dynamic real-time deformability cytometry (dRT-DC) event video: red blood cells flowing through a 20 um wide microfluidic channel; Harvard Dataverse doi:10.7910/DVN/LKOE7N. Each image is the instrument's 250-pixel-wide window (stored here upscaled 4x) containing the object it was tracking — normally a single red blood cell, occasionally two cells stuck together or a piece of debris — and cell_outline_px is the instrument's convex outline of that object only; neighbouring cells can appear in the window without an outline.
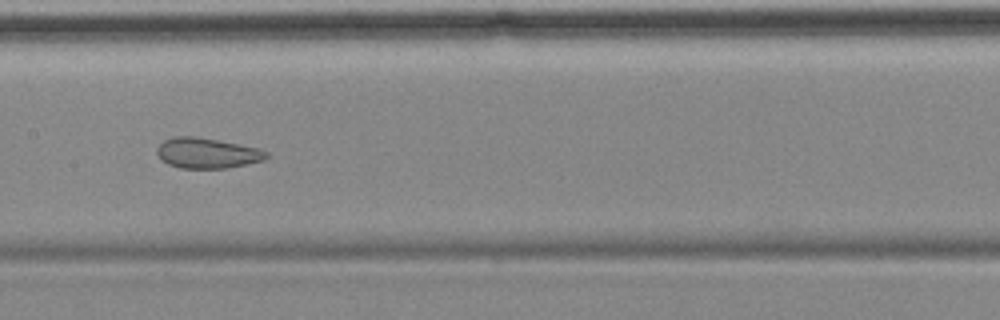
{"species": "common noctule bat (a hibernating species)", "species_latin": "Nyctalus noctula", "temperature_condition": "cold", "stored_images_in_passage": 9, "camera_frame_rate_fps": 3000, "um_per_image_px": 0.085, "animal": {"sex": "female", "body_mass_g": 18.4}, "frame": {"image": 1, "passage_image": 7, "time_ms": 7.333, "image_size_px": [1000, 320], "cell_outline_px": [[268, 156], [264, 160], [228, 168], [180, 168], [168, 164], [160, 160], [156, 152], [156, 148], [164, 140], [172, 136], [196, 136], [260, 148], [268, 152]], "centroid_in_image_um": [17.58, 13.01], "position_along_channel_um": 189.8, "area_um2": 19.54}}
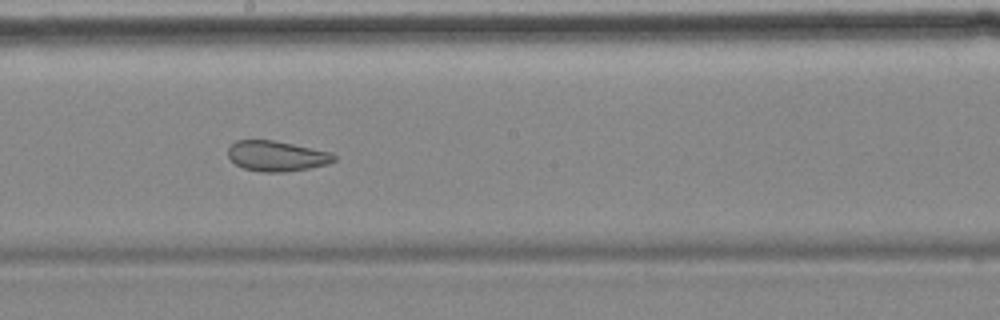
{"frame": {"image": 2, "passage_image": 8, "time_ms": 8.333, "image_size_px": [1000, 320], "cell_outline_px": [[336, 160], [328, 164], [308, 168], [284, 172], [260, 172], [244, 168], [236, 164], [228, 156], [228, 148], [236, 140], [272, 140], [332, 152], [336, 156]], "centroid_in_image_um": [23.53, 13.26], "position_along_channel_um": 224.7, "area_um2": 18.67}}
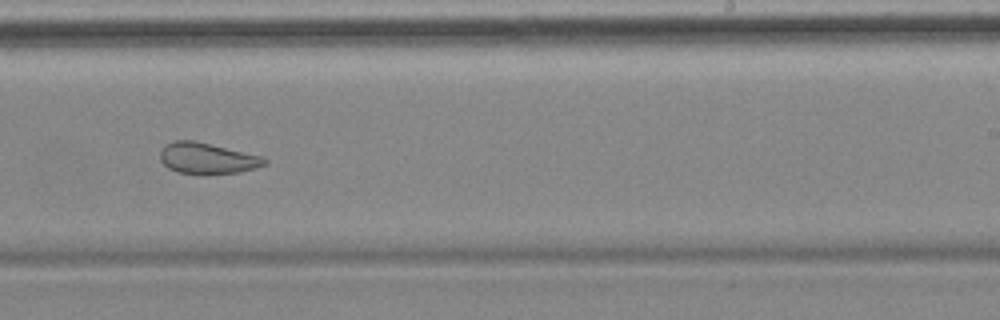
{"frame": {"image": 3, "passage_image": 9, "time_ms": 9.667, "image_size_px": [1000, 320], "cell_outline_px": [[268, 164], [256, 168], [240, 172], [176, 172], [168, 168], [160, 160], [160, 152], [164, 144], [172, 140], [192, 140], [264, 156], [268, 160]], "centroid_in_image_um": [17.63, 13.42], "position_along_channel_um": 271.4, "area_um2": 18.61}}